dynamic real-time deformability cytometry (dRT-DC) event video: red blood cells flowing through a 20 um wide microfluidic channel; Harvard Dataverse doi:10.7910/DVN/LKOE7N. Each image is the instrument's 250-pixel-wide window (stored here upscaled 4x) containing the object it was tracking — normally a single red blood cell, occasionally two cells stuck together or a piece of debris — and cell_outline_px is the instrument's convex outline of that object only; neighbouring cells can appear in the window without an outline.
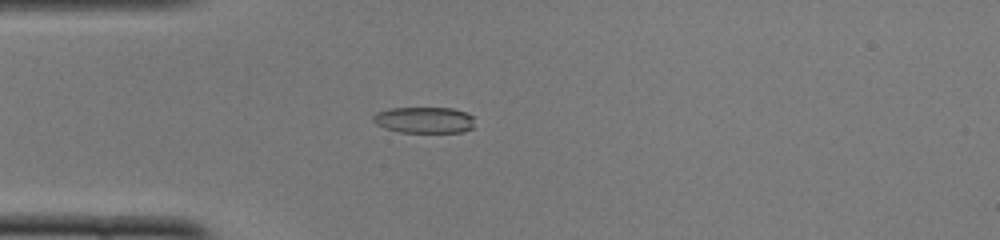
{"species": "common noctule bat (a hibernating species)", "species_latin": "Nyctalus noctula", "temperature_condition": "cold", "stored_images_in_passage": 44, "camera_frame_rate_fps": 3000, "um_per_image_px": 0.085, "animal": {"sex": "female", "body_mass_g": 22.0, "forearm_length_mm": 56.7}, "frame": {"image": 1, "passage_image": 8, "time_ms": 2.333, "image_size_px": [1000, 240], "cell_outline_px": [[472, 128], [460, 132], [400, 132], [384, 128], [376, 124], [372, 120], [372, 116], [376, 112], [388, 108], [452, 108], [468, 112], [472, 116]], "centroid_in_image_um": [36.01, 10.19], "position_along_channel_um": 49.0, "area_um2": 15.55}}
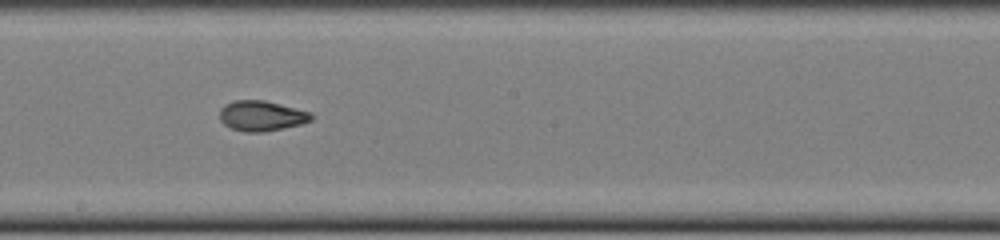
{"frame": {"image": 2, "passage_image": 22, "time_ms": 7.0, "image_size_px": [1000, 240], "cell_outline_px": [[316, 116], [312, 120], [300, 124], [264, 132], [244, 132], [232, 128], [224, 124], [220, 120], [220, 108], [224, 104], [232, 100], [264, 100], [312, 112]], "centroid_in_image_um": [22.24, 9.84], "position_along_channel_um": 226.0, "area_um2": 16.3}}
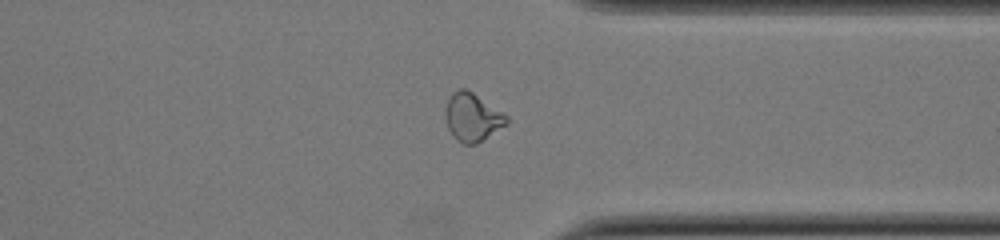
{"frame": {"image": 3, "passage_image": 33, "time_ms": 10.667, "image_size_px": [1000, 240], "cell_outline_px": [[508, 124], [476, 144], [464, 144], [456, 140], [452, 136], [448, 128], [444, 116], [444, 108], [452, 92], [460, 88], [464, 88], [472, 92], [508, 116]], "centroid_in_image_um": [40.12, 9.97], "position_along_channel_um": 371.3, "area_um2": 17.22}, "authors_computed_cell_mechanics": {"area_um2": 16.1551, "velocity_mm_per_s": 4.0199, "shape_relaxation_time_tau1_ms": 6.1927, "shape_relaxation_time_tau2_ms": 1.5941, "deformation_change_tau1": 0.206, "deformation_change_tau2": 0.0756}}